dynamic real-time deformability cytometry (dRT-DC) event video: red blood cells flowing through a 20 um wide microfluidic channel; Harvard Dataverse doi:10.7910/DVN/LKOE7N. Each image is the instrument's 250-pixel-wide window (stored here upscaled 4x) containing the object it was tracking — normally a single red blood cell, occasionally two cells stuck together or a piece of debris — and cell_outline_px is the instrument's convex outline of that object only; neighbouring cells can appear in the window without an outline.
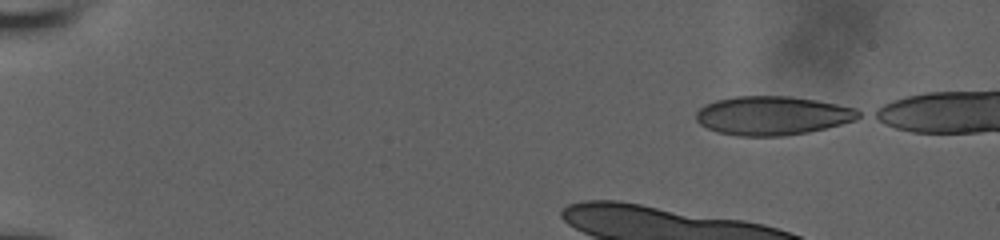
{"species": "human", "species_latin": "Homo sapiens", "temperature_condition": "room temperature", "stored_images_in_passage": 10, "camera_frame_rate_fps": 3000, "um_per_image_px": 0.085, "donor": {"sex": "male"}, "frame": {"image": 1, "passage_image": 1, "time_ms": 0.0, "image_size_px": [1000, 240], "cell_outline_px": [[864, 116], [856, 120], [808, 132], [780, 136], [740, 136], [716, 132], [700, 124], [696, 120], [696, 112], [704, 104], [716, 100], [736, 96], [788, 96], [816, 100], [856, 108], [864, 112]], "centroid_in_image_um": [65.68, 9.82], "position_along_channel_um": 19.3, "area_um2": 36.93}}